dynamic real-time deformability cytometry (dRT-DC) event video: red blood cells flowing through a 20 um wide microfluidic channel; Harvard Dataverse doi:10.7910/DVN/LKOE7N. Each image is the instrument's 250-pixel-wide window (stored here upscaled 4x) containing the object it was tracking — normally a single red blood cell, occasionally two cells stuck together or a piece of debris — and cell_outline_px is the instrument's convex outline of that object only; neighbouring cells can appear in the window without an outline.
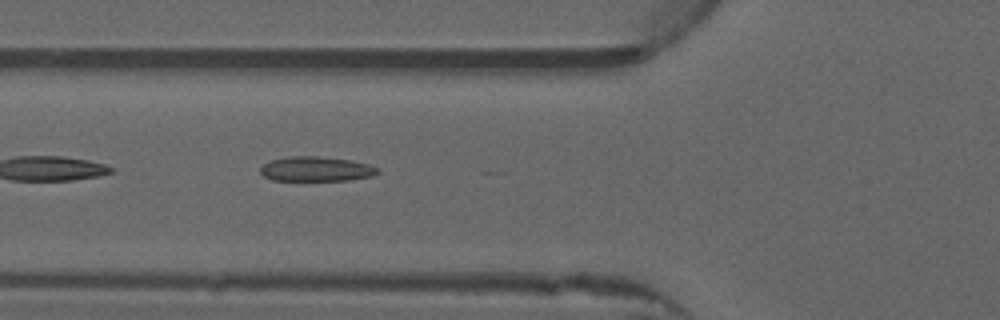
{"species": "common noctule bat (a hibernating species)", "species_latin": "Nyctalus noctula", "temperature_condition": "warm", "stored_images_in_passage": 8, "camera_frame_rate_fps": 3000, "um_per_image_px": 0.085, "animal": {"sex": "male", "forearm_length_mm": 52.5}, "frame": {"image": 1, "passage_image": 4, "time_ms": 1.0, "image_size_px": [1000, 320], "cell_outline_px": [[380, 172], [372, 176], [348, 180], [272, 180], [264, 176], [260, 172], [260, 168], [264, 164], [272, 160], [288, 156], [316, 156], [352, 160], [368, 164], [380, 168]], "centroid_in_image_um": [26.9, 14.36], "position_along_channel_um": 98.9, "area_um2": 16.88}}